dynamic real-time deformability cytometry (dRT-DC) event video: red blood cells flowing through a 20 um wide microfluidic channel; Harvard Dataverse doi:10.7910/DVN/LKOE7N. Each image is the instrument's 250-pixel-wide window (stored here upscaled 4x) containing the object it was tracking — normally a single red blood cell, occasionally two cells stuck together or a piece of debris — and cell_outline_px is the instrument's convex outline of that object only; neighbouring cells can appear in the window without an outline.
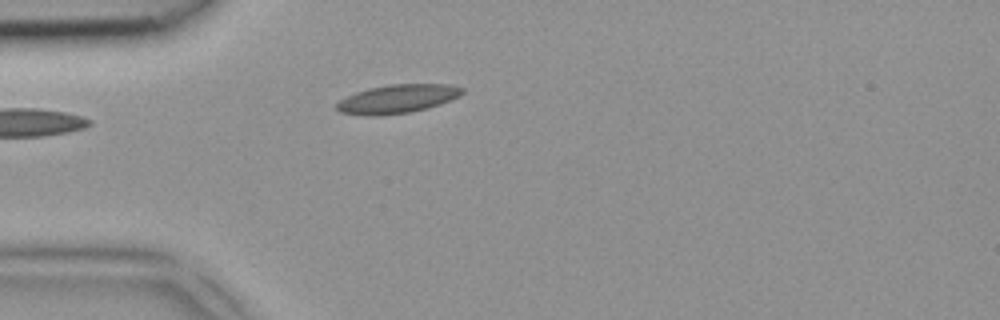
{"species": "common noctule bat (a hibernating species)", "species_latin": "Nyctalus noctula", "temperature_condition": "room temperature", "stored_images_in_passage": 3, "camera_frame_rate_fps": 3000, "um_per_image_px": 0.085, "animal": {"sex": "female", "body_mass_g": 18.4}, "frame": {"image": 1, "passage_image": 3, "time_ms": 0.667, "image_size_px": [1000, 320], "cell_outline_px": [[464, 92], [460, 96], [440, 104], [428, 108], [408, 112], [380, 116], [364, 116], [340, 112], [336, 108], [336, 104], [340, 100], [356, 92], [368, 88], [392, 84], [448, 84], [464, 88]], "centroid_in_image_um": [33.78, 8.41], "position_along_channel_um": 51.2, "area_um2": 20.98}}